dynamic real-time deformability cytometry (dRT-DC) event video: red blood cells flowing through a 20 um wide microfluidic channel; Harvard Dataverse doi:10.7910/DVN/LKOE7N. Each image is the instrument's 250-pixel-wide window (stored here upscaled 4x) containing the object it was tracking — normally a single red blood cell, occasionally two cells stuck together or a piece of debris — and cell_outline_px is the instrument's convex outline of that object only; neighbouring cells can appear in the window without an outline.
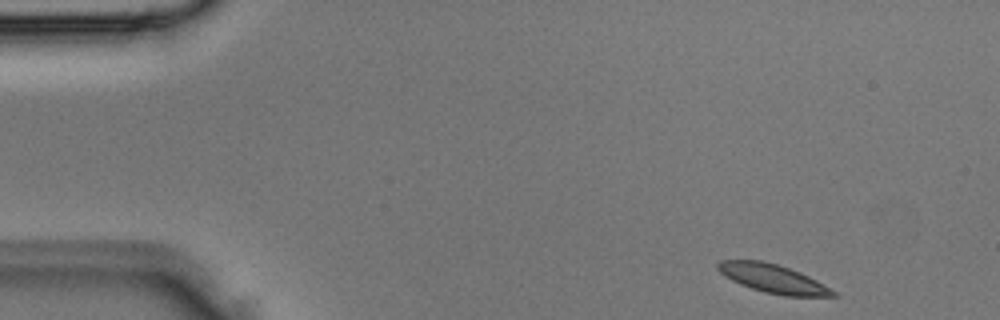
{"species": "Egyptian fruit bat (a non-hibernating species)", "species_latin": "Rousettus aegyptiacus", "temperature_condition": "room temperature", "stored_images_in_passage": 3, "camera_frame_rate_fps": 3000, "um_per_image_px": 0.085, "animal": {"sex": "male"}, "frame": {"image": 1, "passage_image": 1, "time_ms": 0.0, "image_size_px": [1000, 320], "cell_outline_px": [[840, 296], [784, 296], [764, 292], [740, 284], [724, 276], [716, 268], [716, 264], [720, 260], [764, 260], [800, 272], [816, 280], [836, 292]], "centroid_in_image_um": [65.67, 23.67], "position_along_channel_um": 19.3, "area_um2": 19.13}}